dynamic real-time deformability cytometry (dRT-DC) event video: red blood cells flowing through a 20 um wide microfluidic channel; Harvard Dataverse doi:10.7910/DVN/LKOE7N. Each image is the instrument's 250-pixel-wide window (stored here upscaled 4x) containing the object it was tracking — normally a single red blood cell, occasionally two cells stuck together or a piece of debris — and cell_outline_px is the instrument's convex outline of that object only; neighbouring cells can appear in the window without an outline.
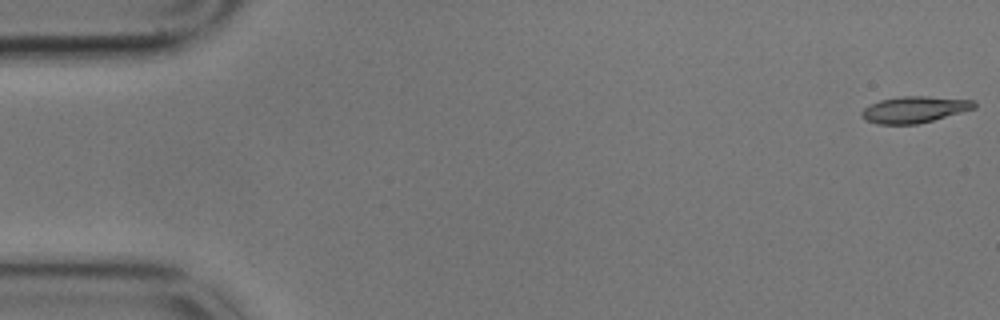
{"species": "common noctule bat (a hibernating species)", "species_latin": "Nyctalus noctula", "temperature_condition": "cold", "stored_images_in_passage": 11, "camera_frame_rate_fps": 3000, "um_per_image_px": 0.085, "animal": {"sex": "male", "body_mass_g": 17.9}, "frame": {"image": 1, "passage_image": 1, "time_ms": 0.0, "image_size_px": [1000, 320], "cell_outline_px": [[976, 108], [932, 120], [916, 124], [876, 124], [860, 116], [860, 112], [864, 108], [880, 100], [904, 96], [924, 96], [976, 100]], "centroid_in_image_um": [77.73, 9.3], "position_along_channel_um": 7.3, "area_um2": 17.17}}